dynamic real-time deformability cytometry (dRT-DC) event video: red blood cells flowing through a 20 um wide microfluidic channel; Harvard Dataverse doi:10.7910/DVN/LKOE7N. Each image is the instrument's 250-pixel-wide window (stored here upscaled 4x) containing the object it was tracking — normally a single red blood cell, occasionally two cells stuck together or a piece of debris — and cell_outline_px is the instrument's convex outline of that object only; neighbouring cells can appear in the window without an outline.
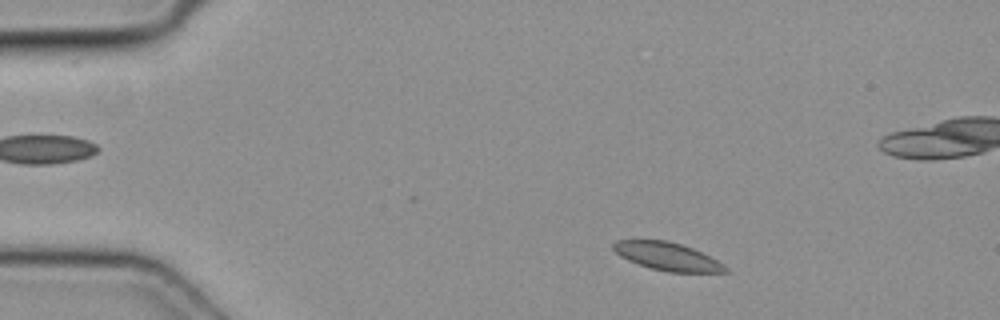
{"species": "common noctule bat (a hibernating species)", "species_latin": "Nyctalus noctula", "temperature_condition": "cold", "stored_images_in_passage": 36, "camera_frame_rate_fps": 3000, "um_per_image_px": 0.085, "animal": {"sex": "female", "body_mass_g": 19.3, "forearm_length_mm": 54.1}, "frame": {"image": 1, "passage_image": 1, "time_ms": 0.0, "image_size_px": [1000, 320], "cell_outline_px": [[728, 272], [668, 272], [648, 268], [628, 260], [620, 256], [612, 248], [612, 244], [616, 240], [668, 240], [692, 248], [724, 264], [728, 268]], "centroid_in_image_um": [56.69, 21.8], "position_along_channel_um": 28.3, "area_um2": 18.21}}
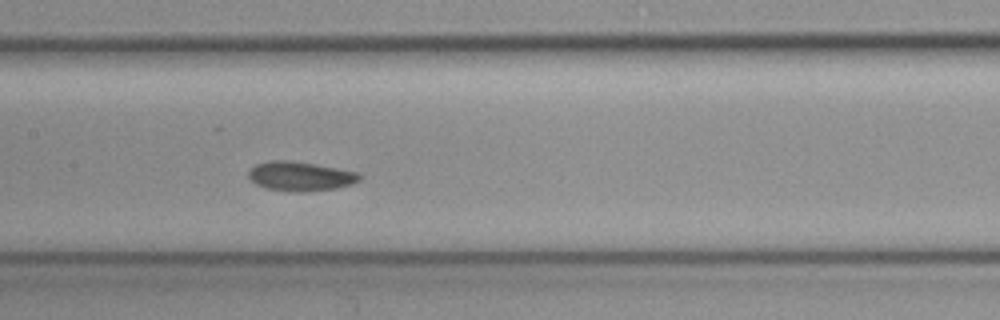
{"frame": {"image": 2, "passage_image": 17, "time_ms": 5.333, "image_size_px": [1000, 320], "cell_outline_px": [[364, 176], [360, 180], [352, 184], [336, 188], [300, 192], [264, 188], [248, 180], [248, 168], [256, 164], [268, 160], [292, 160], [316, 164], [360, 172]], "centroid_in_image_um": [25.52, 14.96], "position_along_channel_um": 181.9, "area_um2": 19.36}}
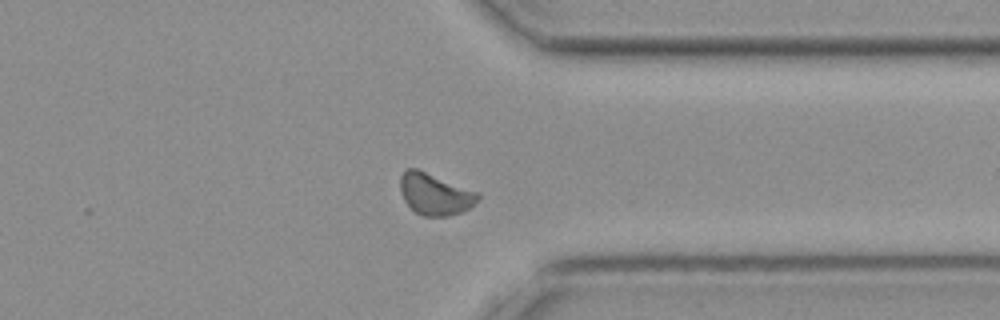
{"frame": {"image": 3, "passage_image": 31, "time_ms": 10.0, "image_size_px": [1000, 320], "cell_outline_px": [[480, 200], [468, 208], [460, 212], [448, 216], [424, 216], [416, 212], [404, 200], [400, 192], [400, 176], [408, 168], [416, 168], [480, 192]], "centroid_in_image_um": [36.99, 16.49], "position_along_channel_um": 374.4, "area_um2": 18.84}}